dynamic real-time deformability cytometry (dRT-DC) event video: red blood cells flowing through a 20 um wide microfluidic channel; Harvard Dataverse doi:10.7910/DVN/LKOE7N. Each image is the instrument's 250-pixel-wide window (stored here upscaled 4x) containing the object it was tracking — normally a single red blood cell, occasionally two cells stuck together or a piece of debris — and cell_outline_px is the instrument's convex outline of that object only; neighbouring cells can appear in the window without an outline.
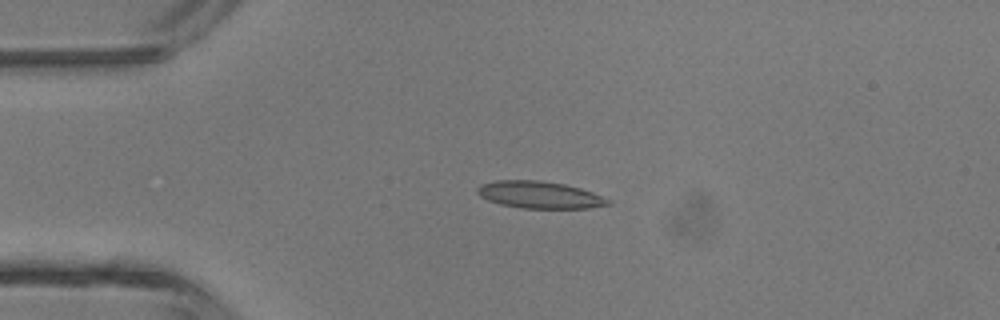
{"species": "common noctule bat (a hibernating species)", "species_latin": "Nyctalus noctula", "temperature_condition": "room temperature", "stored_images_in_passage": 4, "camera_frame_rate_fps": 3000, "um_per_image_px": 0.085, "animal": {"sex": "male", "body_mass_g": 13.3}, "frame": {"image": 1, "passage_image": 3, "time_ms": 3.333, "image_size_px": [1000, 320], "cell_outline_px": [[612, 204], [592, 208], [520, 208], [500, 204], [488, 200], [480, 196], [476, 192], [476, 188], [480, 184], [496, 180], [540, 180], [564, 184], [580, 188], [592, 192], [612, 200]], "centroid_in_image_um": [45.87, 16.56], "position_along_channel_um": 39.1, "area_um2": 20.81}}